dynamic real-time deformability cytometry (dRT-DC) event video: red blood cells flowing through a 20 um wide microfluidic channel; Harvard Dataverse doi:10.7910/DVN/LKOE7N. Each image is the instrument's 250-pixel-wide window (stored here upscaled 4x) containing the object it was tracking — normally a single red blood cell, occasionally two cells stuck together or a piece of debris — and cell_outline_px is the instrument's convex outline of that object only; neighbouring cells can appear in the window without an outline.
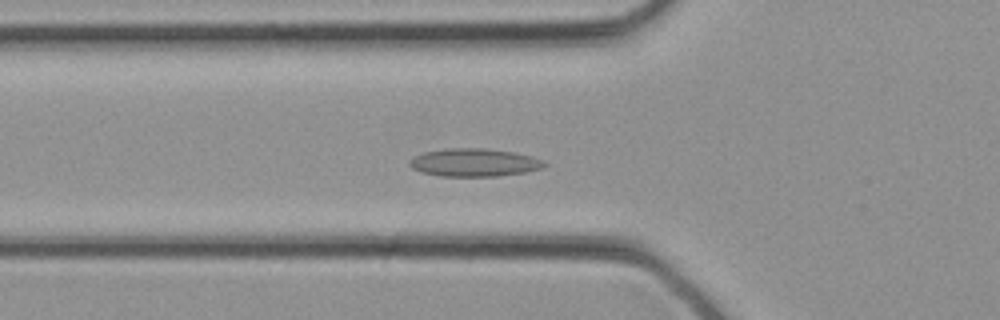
{"species": "common noctule bat (a hibernating species)", "species_latin": "Nyctalus noctula", "temperature_condition": "cold", "stored_images_in_passage": 32, "camera_frame_rate_fps": 3000, "um_per_image_px": 0.085, "animal": {"sex": "female", "body_mass_g": 21.9}, "frame": {"image": 1, "passage_image": 11, "time_ms": 3.333, "image_size_px": [1000, 320], "cell_outline_px": [[548, 164], [540, 168], [524, 172], [496, 176], [440, 176], [420, 172], [412, 168], [408, 164], [408, 160], [412, 156], [424, 152], [444, 148], [488, 148], [512, 152], [544, 160]], "centroid_in_image_um": [40.23, 13.81], "position_along_channel_um": 85.6, "area_um2": 22.02}}
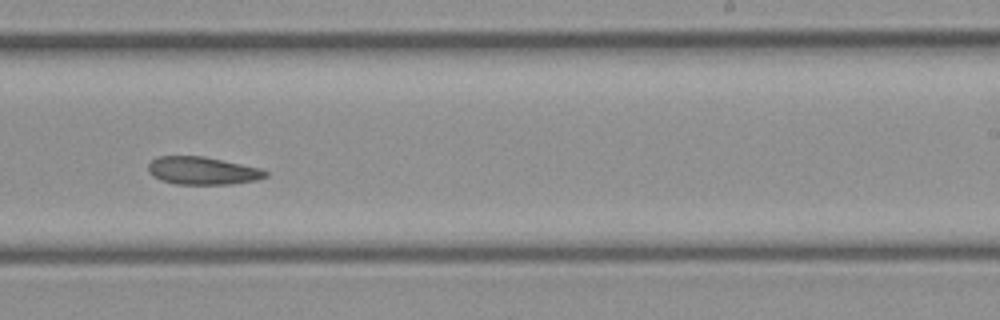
{"frame": {"image": 2, "passage_image": 20, "time_ms": 6.333, "image_size_px": [1000, 320], "cell_outline_px": [[268, 176], [256, 180], [232, 184], [176, 184], [160, 180], [152, 176], [148, 172], [148, 164], [156, 156], [204, 156], [260, 168], [268, 172]], "centroid_in_image_um": [17.19, 14.51], "position_along_channel_um": 271.8, "area_um2": 19.07}}
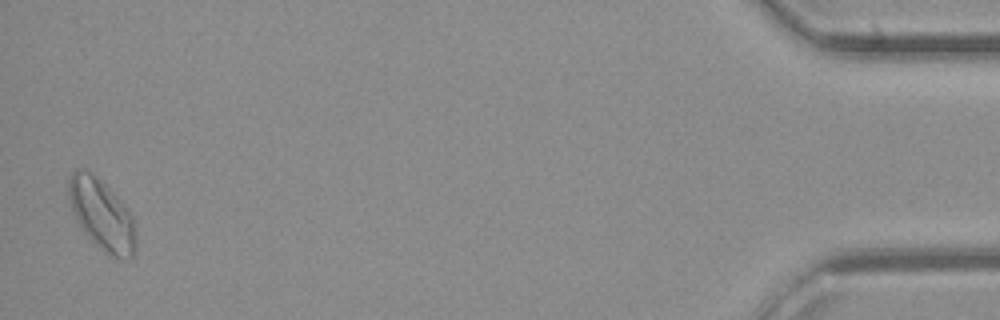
{"frame": {"image": 3, "passage_image": 32, "time_ms": 10.333, "image_size_px": [1000, 320], "cell_outline_px": [[136, 248], [132, 260], [120, 260], [108, 256], [84, 232], [76, 220], [72, 208], [68, 192], [68, 180], [72, 172], [76, 168], [84, 168], [92, 172], [116, 196], [132, 216], [136, 232]], "centroid_in_image_um": [8.67, 18.29], "position_along_channel_um": 426.5, "area_um2": 27.86}}